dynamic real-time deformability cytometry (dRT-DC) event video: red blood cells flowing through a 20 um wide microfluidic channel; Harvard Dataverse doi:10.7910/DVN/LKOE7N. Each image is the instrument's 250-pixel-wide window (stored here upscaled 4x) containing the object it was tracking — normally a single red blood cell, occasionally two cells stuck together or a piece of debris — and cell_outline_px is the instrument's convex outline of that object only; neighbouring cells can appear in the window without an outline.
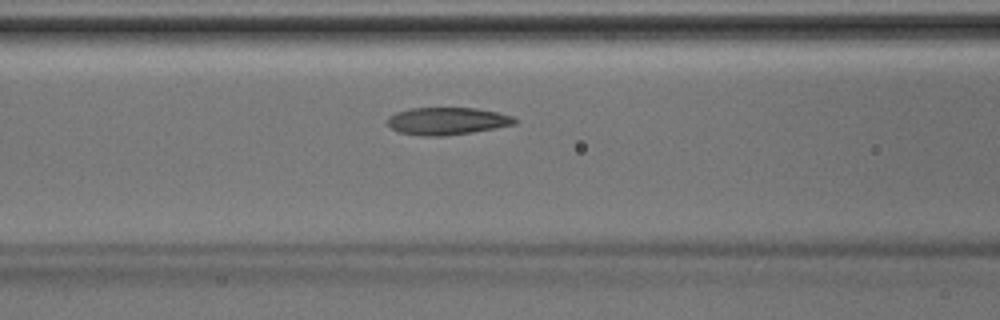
{"species": "Egyptian fruit bat (a non-hibernating species)", "species_latin": "Rousettus aegyptiacus", "temperature_condition": "room temperature", "stored_images_in_passage": 42, "camera_frame_rate_fps": 3000, "um_per_image_px": 0.085, "animal": {"sex": "male"}, "frame": {"image": 1, "passage_image": 16, "time_ms": 5.0, "image_size_px": [1000, 320], "cell_outline_px": [[516, 124], [472, 132], [444, 136], [420, 136], [400, 132], [392, 128], [388, 124], [388, 116], [396, 112], [412, 108], [476, 108], [496, 112], [512, 116], [516, 120]], "centroid_in_image_um": [37.99, 10.29], "position_along_channel_um": 128.6, "area_um2": 20.17}}
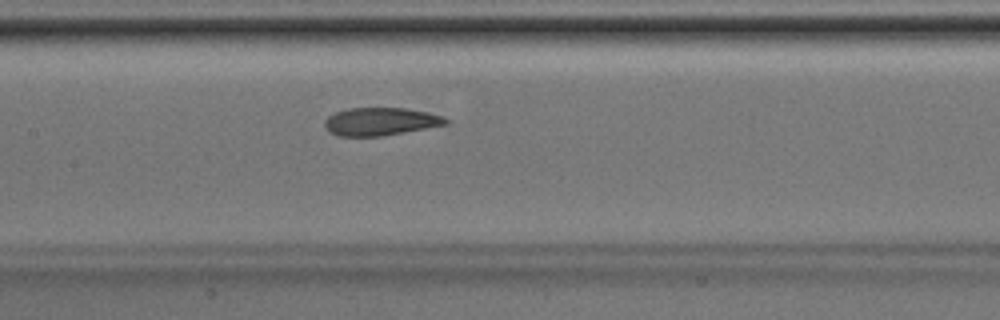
{"frame": {"image": 2, "passage_image": 19, "time_ms": 6.0, "image_size_px": [1000, 320], "cell_outline_px": [[448, 124], [380, 136], [336, 136], [328, 132], [324, 128], [324, 120], [328, 116], [336, 112], [348, 108], [408, 108], [428, 112], [444, 116], [448, 120]], "centroid_in_image_um": [32.3, 10.32], "position_along_channel_um": 175.1, "area_um2": 19.77}}
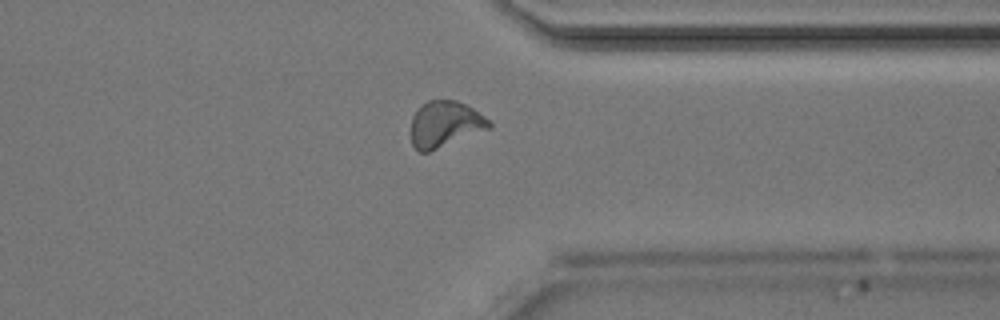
{"frame": {"image": 3, "passage_image": 32, "time_ms": 10.333, "image_size_px": [1000, 320], "cell_outline_px": [[492, 128], [428, 152], [420, 152], [412, 144], [412, 116], [420, 104], [428, 100], [456, 100], [472, 108], [484, 116], [492, 124]], "centroid_in_image_um": [37.82, 10.54], "position_along_channel_um": 373.6, "area_um2": 20.92}}